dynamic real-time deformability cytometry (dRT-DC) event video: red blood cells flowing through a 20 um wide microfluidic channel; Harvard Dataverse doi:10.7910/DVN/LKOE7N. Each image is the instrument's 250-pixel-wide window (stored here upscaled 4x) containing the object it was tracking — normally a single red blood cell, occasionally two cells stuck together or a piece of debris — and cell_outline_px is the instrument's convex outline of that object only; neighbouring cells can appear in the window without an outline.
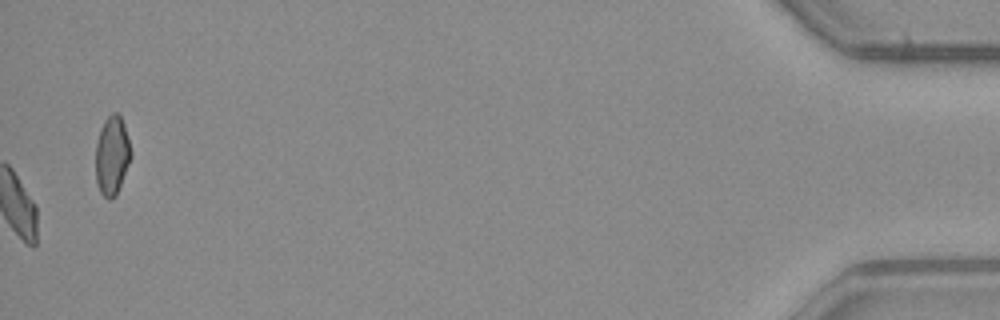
{"species": "common noctule bat (a hibernating species)", "species_latin": "Nyctalus noctula", "temperature_condition": "warm", "stored_images_in_passage": 51, "camera_frame_rate_fps": 3000, "um_per_image_px": 0.085, "animal": {"sex": "male", "body_mass_g": 23.1, "forearm_length_mm": 52.7}, "frame": {"image": 1, "passage_image": 51, "time_ms": 16.667, "image_size_px": [1000, 320], "cell_outline_px": [[132, 156], [116, 196], [112, 200], [108, 200], [100, 192], [96, 180], [96, 144], [100, 128], [104, 120], [112, 112], [116, 112], [120, 116], [124, 124], [132, 152]], "centroid_in_image_um": [9.52, 13.22], "position_along_channel_um": 425.7, "area_um2": 16.36}, "authors_computed_cell_mechanics": {"area_um2": 16.3574, "velocity_mm_per_s": 4.0928, "shape_relaxation_time_tau1_ms": 9.8745, "shape_relaxation_time_tau2_ms": 4.22, "deformation_change_tau1": 0.203, "deformation_change_tau2": 0.0962}}